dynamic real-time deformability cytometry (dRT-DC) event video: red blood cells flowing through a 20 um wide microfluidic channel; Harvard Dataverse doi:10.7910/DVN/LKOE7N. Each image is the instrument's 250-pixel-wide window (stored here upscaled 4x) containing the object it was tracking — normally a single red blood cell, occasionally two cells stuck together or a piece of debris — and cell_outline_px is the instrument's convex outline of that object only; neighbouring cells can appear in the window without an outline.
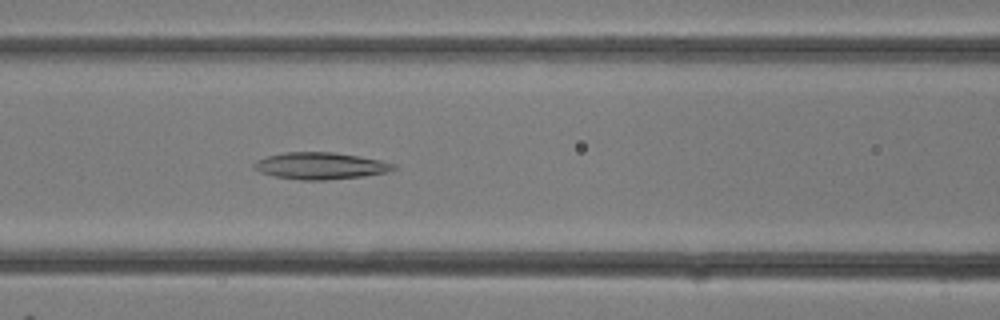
{"species": "common noctule bat (a hibernating species)", "species_latin": "Nyctalus noctula", "temperature_condition": "room temperature", "stored_images_in_passage": 13, "camera_frame_rate_fps": 3000, "um_per_image_px": 0.085, "animal": {"sex": "female"}, "frame": {"image": 1, "passage_image": 13, "time_ms": 4.0, "image_size_px": [1000, 320], "cell_outline_px": [[396, 168], [388, 172], [364, 176], [324, 180], [300, 180], [276, 176], [260, 172], [252, 168], [252, 164], [256, 160], [264, 156], [284, 152], [332, 152], [360, 156], [380, 160], [396, 164]], "centroid_in_image_um": [27.21, 14.09], "position_along_channel_um": 139.4, "area_um2": 21.96}}